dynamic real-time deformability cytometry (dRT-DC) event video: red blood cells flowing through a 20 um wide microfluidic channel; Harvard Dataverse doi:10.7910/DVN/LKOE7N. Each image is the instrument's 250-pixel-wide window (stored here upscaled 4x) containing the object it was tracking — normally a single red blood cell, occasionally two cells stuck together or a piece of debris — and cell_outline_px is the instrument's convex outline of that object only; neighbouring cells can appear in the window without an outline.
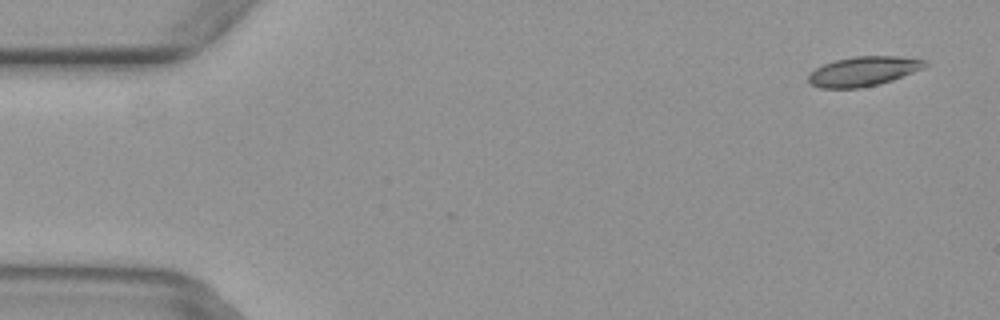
{"species": "common noctule bat (a hibernating species)", "species_latin": "Nyctalus noctula", "temperature_condition": "warm", "stored_images_in_passage": 6, "camera_frame_rate_fps": 3000, "um_per_image_px": 0.085, "animal": {"sex": "female", "body_mass_g": 29.2, "forearm_length_mm": 56.3}, "frame": {"image": 1, "passage_image": 1, "time_ms": 0.0, "image_size_px": [1000, 320], "cell_outline_px": [[928, 64], [924, 68], [892, 80], [880, 84], [860, 88], [820, 88], [812, 84], [808, 80], [808, 76], [816, 68], [824, 64], [836, 60], [852, 56], [900, 56], [924, 60]], "centroid_in_image_um": [73.4, 6.06], "position_along_channel_um": 11.6, "area_um2": 20.0}}
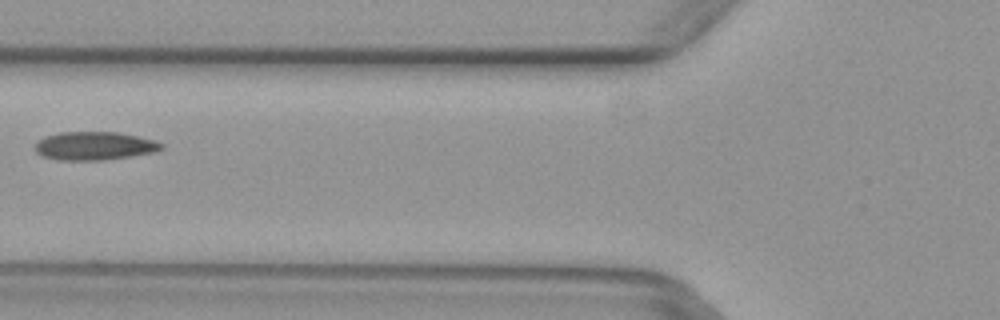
{"frame": {"image": 2, "passage_image": 5, "time_ms": 1.333, "image_size_px": [1000, 320], "cell_outline_px": [[164, 148], [156, 152], [132, 156], [104, 160], [56, 160], [40, 156], [36, 152], [36, 140], [44, 136], [60, 132], [116, 132], [156, 140], [164, 144]], "centroid_in_image_um": [8.02, 12.4], "position_along_channel_um": 117.8, "area_um2": 21.15}}